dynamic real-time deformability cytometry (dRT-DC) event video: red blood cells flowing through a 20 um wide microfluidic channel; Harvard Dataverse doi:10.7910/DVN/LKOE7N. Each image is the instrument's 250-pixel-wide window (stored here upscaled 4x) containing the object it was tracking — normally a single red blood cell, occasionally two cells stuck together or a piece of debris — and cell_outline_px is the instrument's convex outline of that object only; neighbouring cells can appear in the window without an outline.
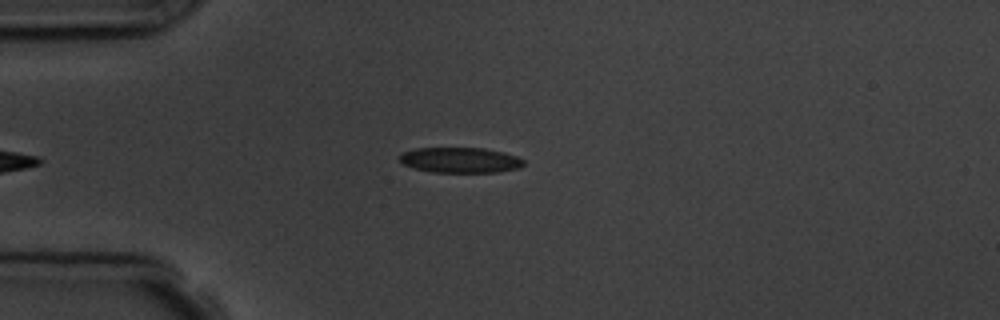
{"species": "common noctule bat (a hibernating species)", "species_latin": "Nyctalus noctula", "temperature_condition": "room temperature", "stored_images_in_passage": 2, "camera_frame_rate_fps": 3000, "um_per_image_px": 0.085, "animal": {"sex": "male", "body_mass_g": 19.5, "forearm_length_mm": 54.6}, "frame": {"image": 1, "passage_image": 1, "time_ms": 0.0, "image_size_px": [1000, 320], "cell_outline_px": [[524, 164], [520, 168], [496, 172], [432, 172], [416, 168], [404, 164], [396, 156], [400, 152], [412, 148], [484, 148], [504, 152], [516, 156], [524, 160]], "centroid_in_image_um": [39.09, 13.59], "position_along_channel_um": 45.9, "area_um2": 18.5}}
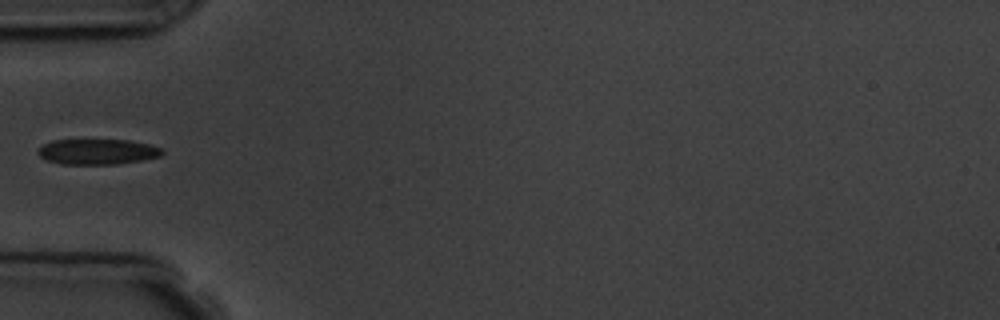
{"frame": {"image": 2, "passage_image": 2, "time_ms": 1.333, "image_size_px": [1000, 320], "cell_outline_px": [[164, 152], [160, 156], [120, 164], [60, 164], [48, 160], [40, 156], [36, 152], [44, 144], [52, 140], [128, 140], [148, 144], [160, 148]], "centroid_in_image_um": [8.27, 12.9], "position_along_channel_um": 76.7, "area_um2": 18.26}}